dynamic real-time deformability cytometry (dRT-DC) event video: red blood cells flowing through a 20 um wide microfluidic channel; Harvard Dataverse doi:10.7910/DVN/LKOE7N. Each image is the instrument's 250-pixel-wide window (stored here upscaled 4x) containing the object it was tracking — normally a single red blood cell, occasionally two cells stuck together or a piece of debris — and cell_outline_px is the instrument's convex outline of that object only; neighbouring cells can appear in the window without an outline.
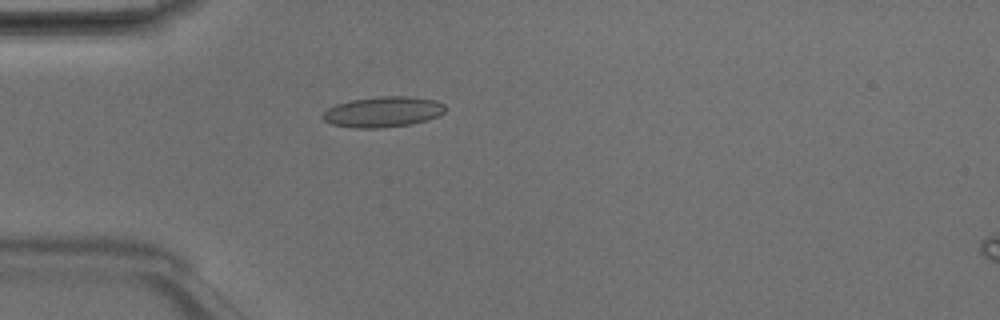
{"species": "Egyptian fruit bat (a non-hibernating species)", "species_latin": "Rousettus aegyptiacus", "temperature_condition": "room temperature", "stored_images_in_passage": 5, "camera_frame_rate_fps": 3000, "um_per_image_px": 0.085, "animal": {"sex": "male"}, "frame": {"image": 1, "passage_image": 5, "time_ms": 1.333, "image_size_px": [1000, 320], "cell_outline_px": [[448, 108], [440, 116], [428, 120], [412, 124], [380, 128], [352, 128], [332, 124], [324, 120], [320, 116], [328, 108], [336, 104], [352, 100], [376, 96], [408, 96], [436, 100], [444, 104]], "centroid_in_image_um": [32.58, 9.51], "position_along_channel_um": 52.4, "area_um2": 22.14}}